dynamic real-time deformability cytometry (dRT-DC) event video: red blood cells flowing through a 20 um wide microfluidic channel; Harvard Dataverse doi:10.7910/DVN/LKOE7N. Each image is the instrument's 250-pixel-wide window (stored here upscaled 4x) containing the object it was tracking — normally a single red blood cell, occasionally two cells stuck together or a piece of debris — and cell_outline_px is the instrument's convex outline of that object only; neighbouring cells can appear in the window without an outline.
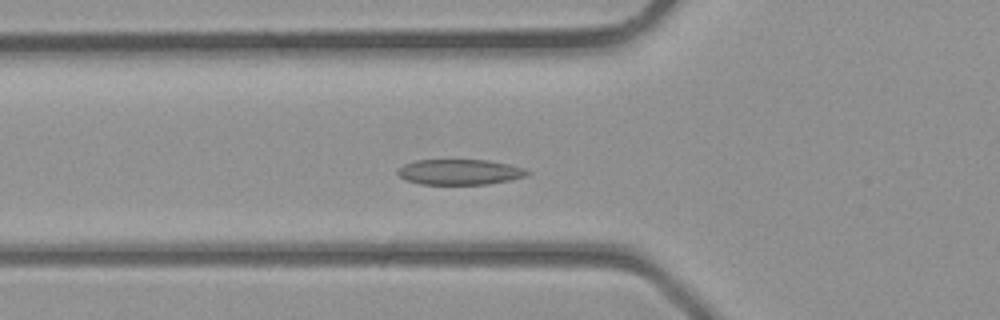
{"species": "common noctule bat (a hibernating species)", "species_latin": "Nyctalus noctula", "temperature_condition": "room temperature", "stored_images_in_passage": 37, "camera_frame_rate_fps": 3000, "um_per_image_px": 0.085, "animal": {"sex": "male", "body_mass_g": 23.1, "forearm_length_mm": 52.7}, "frame": {"image": 1, "passage_image": 12, "time_ms": 3.667, "image_size_px": [1000, 320], "cell_outline_px": [[532, 172], [528, 176], [488, 184], [420, 184], [408, 180], [400, 176], [396, 172], [404, 164], [416, 160], [488, 160], [508, 164], [524, 168]], "centroid_in_image_um": [39.11, 14.62], "position_along_channel_um": 86.7, "area_um2": 19.13}}
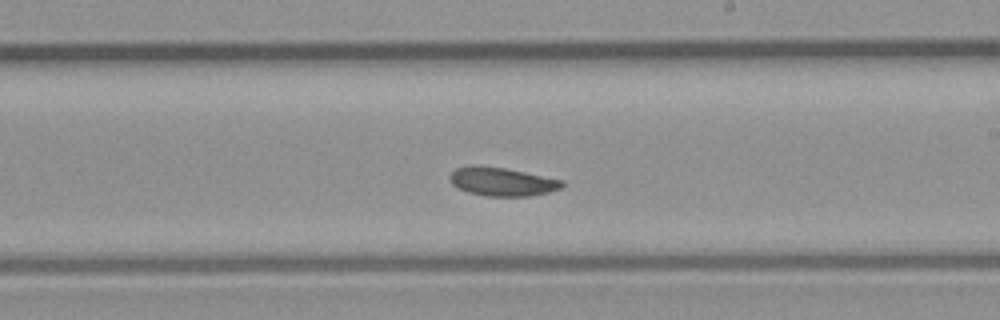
{"frame": {"image": 2, "passage_image": 21, "time_ms": 6.667, "image_size_px": [1000, 320], "cell_outline_px": [[564, 184], [560, 188], [548, 192], [528, 196], [484, 196], [468, 192], [456, 188], [452, 184], [448, 176], [456, 168], [472, 164], [476, 164], [504, 168], [564, 180]], "centroid_in_image_um": [42.62, 15.43], "position_along_channel_um": 246.4, "area_um2": 18.79}}
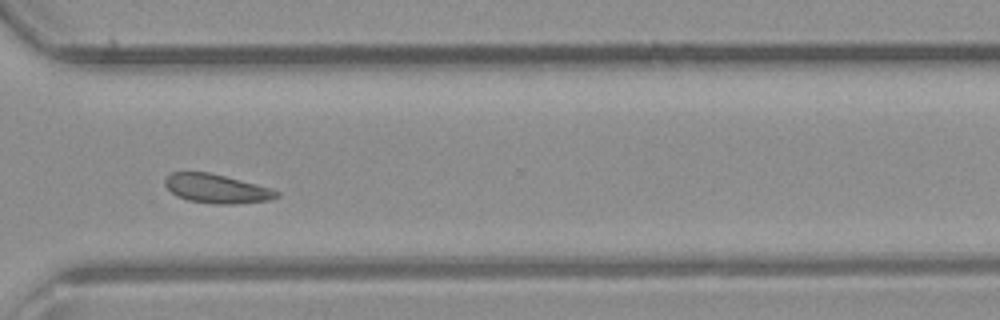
{"frame": {"image": 3, "passage_image": 27, "time_ms": 8.667, "image_size_px": [1000, 320], "cell_outline_px": [[280, 196], [272, 200], [236, 204], [216, 204], [188, 200], [176, 196], [164, 184], [164, 180], [172, 172], [208, 172], [256, 184], [280, 192]], "centroid_in_image_um": [18.42, 16.05], "position_along_channel_um": 352.2, "area_um2": 18.73}}